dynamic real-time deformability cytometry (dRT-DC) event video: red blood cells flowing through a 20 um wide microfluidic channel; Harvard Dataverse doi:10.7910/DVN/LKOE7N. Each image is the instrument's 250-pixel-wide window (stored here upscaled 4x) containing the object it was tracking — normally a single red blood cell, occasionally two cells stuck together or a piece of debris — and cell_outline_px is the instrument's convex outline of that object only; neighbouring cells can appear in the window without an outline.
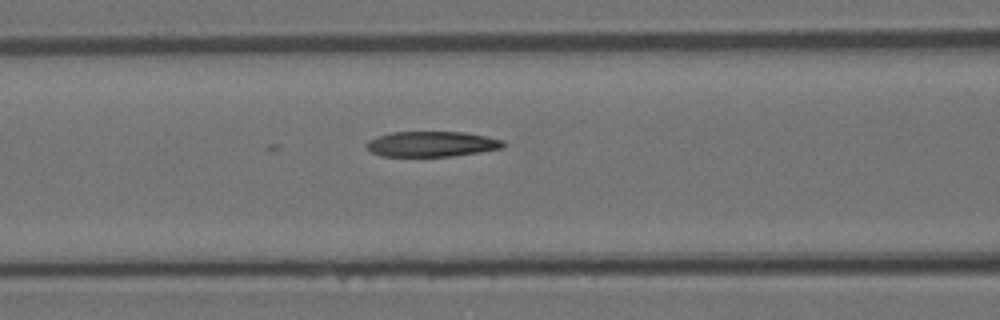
{"species": "Egyptian fruit bat (a non-hibernating species)", "species_latin": "Rousettus aegyptiacus", "temperature_condition": "room temperature", "stored_images_in_passage": 6, "camera_frame_rate_fps": 3000, "um_per_image_px": 0.085, "animal": {"sex": "female"}, "frame": {"image": 1, "passage_image": 6, "time_ms": 1.667, "image_size_px": [1000, 320], "cell_outline_px": [[504, 148], [480, 152], [452, 156], [380, 156], [372, 152], [364, 144], [368, 140], [392, 132], [464, 132], [488, 136], [504, 140]], "centroid_in_image_um": [36.73, 12.24], "position_along_channel_um": 129.9, "area_um2": 20.23}}